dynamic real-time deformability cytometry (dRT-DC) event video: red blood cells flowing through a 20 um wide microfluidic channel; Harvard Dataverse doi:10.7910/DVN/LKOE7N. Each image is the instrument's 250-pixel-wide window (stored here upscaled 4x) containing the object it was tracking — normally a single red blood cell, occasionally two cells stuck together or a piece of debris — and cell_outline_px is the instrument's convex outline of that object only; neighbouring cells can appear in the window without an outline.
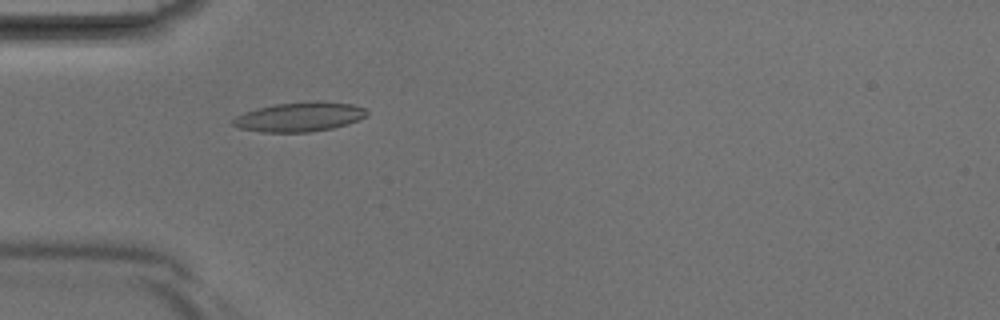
{"species": "Egyptian fruit bat (a non-hibernating species)", "species_latin": "Rousettus aegyptiacus", "temperature_condition": "room temperature", "stored_images_in_passage": 40, "camera_frame_rate_fps": 3000, "um_per_image_px": 0.085, "animal": {"sex": "male"}, "frame": {"image": 1, "passage_image": 12, "time_ms": 3.667, "image_size_px": [1000, 320], "cell_outline_px": [[368, 116], [348, 124], [332, 128], [308, 132], [260, 132], [240, 128], [232, 124], [232, 120], [236, 116], [244, 112], [256, 108], [276, 104], [352, 104], [364, 108], [368, 112]], "centroid_in_image_um": [25.4, 9.99], "position_along_channel_um": 59.6, "area_um2": 21.96}}
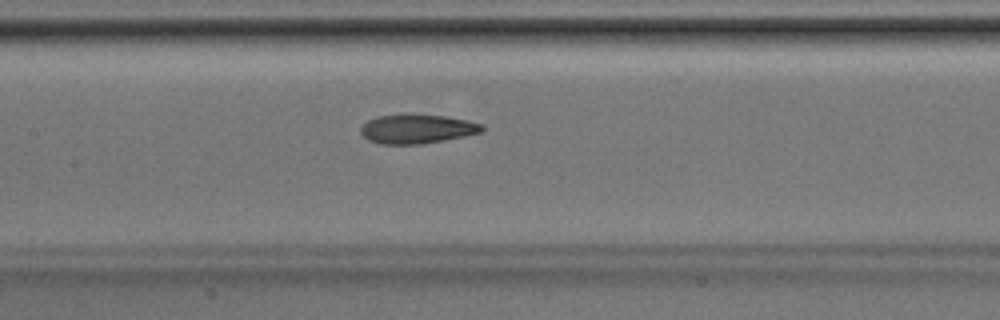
{"frame": {"image": 2, "passage_image": 19, "time_ms": 6.0, "image_size_px": [1000, 320], "cell_outline_px": [[484, 128], [480, 132], [464, 136], [420, 144], [380, 144], [368, 140], [360, 132], [360, 128], [368, 120], [376, 116], [404, 112], [408, 112], [448, 116], [468, 120], [484, 124]], "centroid_in_image_um": [35.42, 10.91], "position_along_channel_um": 172.0, "area_um2": 21.15}}
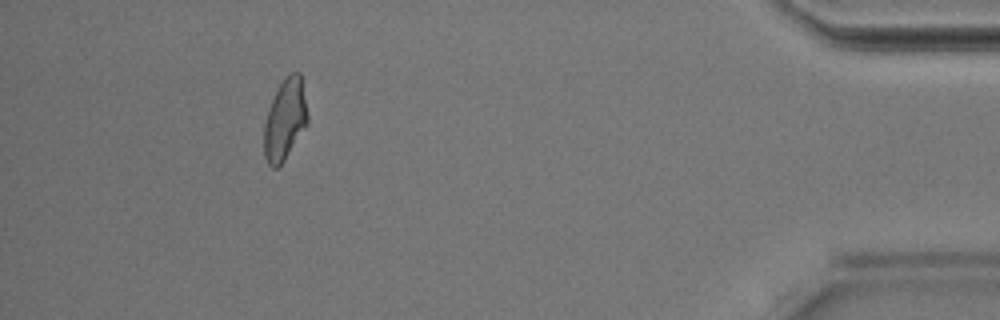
{"frame": {"image": 3, "passage_image": 37, "time_ms": 12.0, "image_size_px": [1000, 320], "cell_outline_px": [[308, 124], [284, 160], [276, 168], [272, 168], [268, 164], [264, 156], [264, 124], [268, 108], [280, 84], [292, 72], [300, 72], [308, 116]], "centroid_in_image_um": [24.22, 10.2], "position_along_channel_um": 411.0, "area_um2": 20.35}}